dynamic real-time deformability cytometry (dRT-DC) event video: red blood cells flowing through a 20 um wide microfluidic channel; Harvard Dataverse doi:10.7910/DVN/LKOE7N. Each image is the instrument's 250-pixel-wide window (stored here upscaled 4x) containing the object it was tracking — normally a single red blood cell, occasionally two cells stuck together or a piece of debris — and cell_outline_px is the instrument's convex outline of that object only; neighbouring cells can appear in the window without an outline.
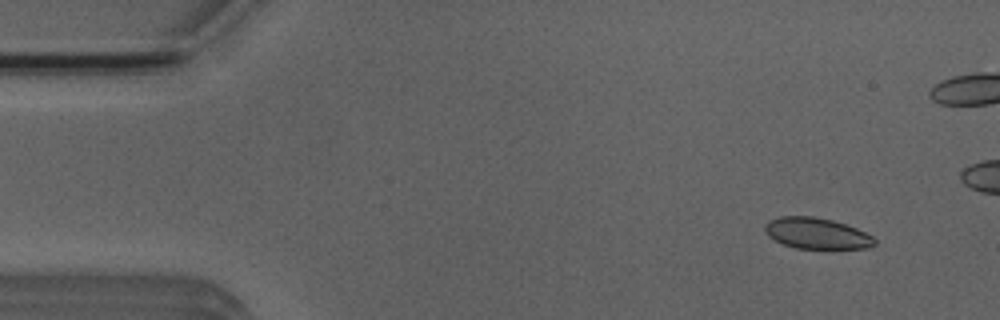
{"species": "Egyptian fruit bat (a non-hibernating species)", "species_latin": "Rousettus aegyptiacus", "temperature_condition": "room temperature", "stored_images_in_passage": 6, "camera_frame_rate_fps": 3000, "um_per_image_px": 0.085, "animal": {"sex": "male"}, "frame": {"image": 1, "passage_image": 2, "time_ms": 1.333, "image_size_px": [1000, 320], "cell_outline_px": [[876, 244], [868, 248], [828, 252], [796, 248], [784, 244], [768, 236], [764, 232], [764, 224], [768, 220], [780, 216], [812, 216], [832, 220], [856, 228], [872, 236], [876, 240]], "centroid_in_image_um": [69.44, 19.89], "position_along_channel_um": 15.6, "area_um2": 20.81}}